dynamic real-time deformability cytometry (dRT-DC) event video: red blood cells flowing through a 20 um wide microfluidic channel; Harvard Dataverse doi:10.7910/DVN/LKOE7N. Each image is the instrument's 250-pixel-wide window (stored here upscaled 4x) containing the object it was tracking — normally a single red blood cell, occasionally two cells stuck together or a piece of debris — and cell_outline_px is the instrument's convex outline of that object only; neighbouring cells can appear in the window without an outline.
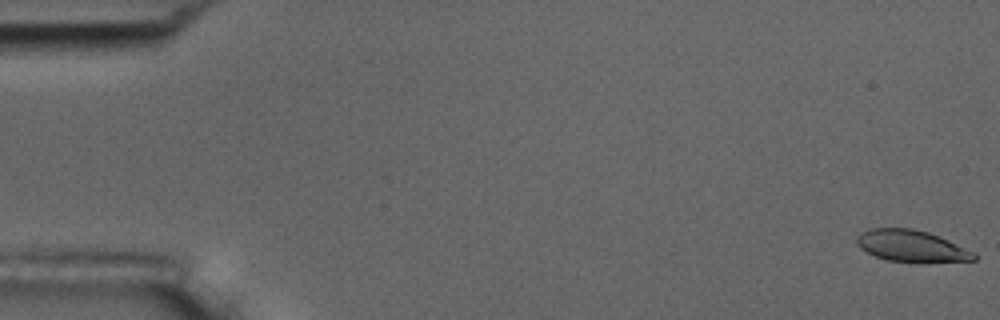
{"species": "common noctule bat (a hibernating species)", "species_latin": "Nyctalus noctula", "temperature_condition": "room temperature", "stored_images_in_passage": 7, "camera_frame_rate_fps": 3000, "um_per_image_px": 0.085, "animal": {"sex": "male", "body_mass_g": 17.5, "forearm_length_mm": 52.3}, "frame": {"image": 1, "passage_image": 1, "time_ms": 0.0, "image_size_px": [1000, 320], "cell_outline_px": [[976, 260], [924, 264], [916, 264], [888, 260], [876, 256], [860, 248], [856, 244], [856, 236], [860, 232], [868, 228], [912, 228], [928, 232], [948, 240], [976, 252]], "centroid_in_image_um": [77.5, 20.94], "position_along_channel_um": 7.5, "area_um2": 22.31}}
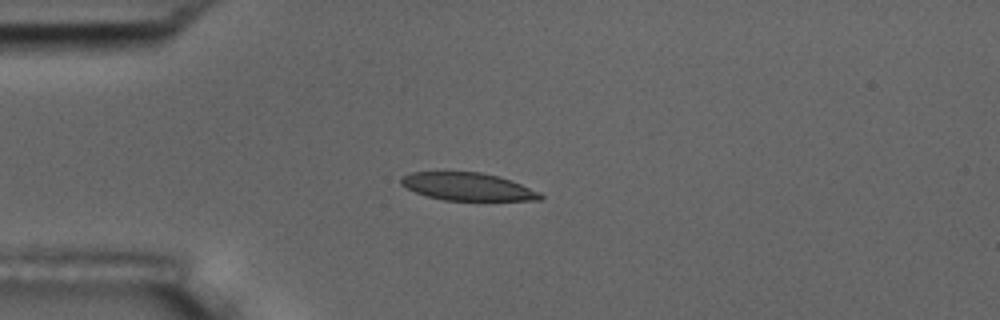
{"frame": {"image": 2, "passage_image": 5, "time_ms": 1.333, "image_size_px": [1000, 320], "cell_outline_px": [[544, 196], [540, 200], [444, 200], [428, 196], [416, 192], [400, 184], [400, 180], [404, 176], [412, 172], [480, 172], [500, 176], [540, 192]], "centroid_in_image_um": [39.77, 15.86], "position_along_channel_um": 45.2, "area_um2": 22.25}}